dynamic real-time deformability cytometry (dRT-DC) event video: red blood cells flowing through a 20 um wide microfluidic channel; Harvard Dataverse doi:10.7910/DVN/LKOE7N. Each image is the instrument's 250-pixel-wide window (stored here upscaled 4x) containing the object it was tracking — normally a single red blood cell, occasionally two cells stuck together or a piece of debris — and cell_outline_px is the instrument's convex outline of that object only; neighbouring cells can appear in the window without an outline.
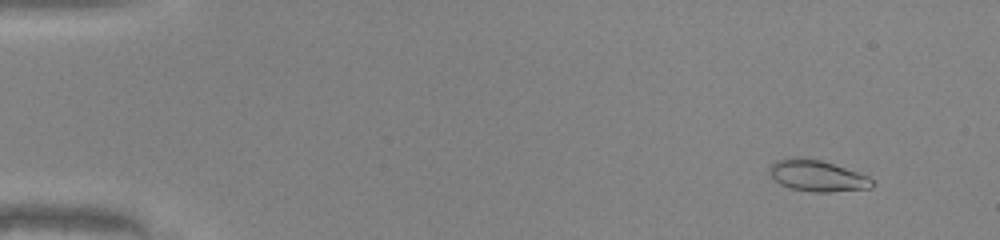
{"species": "common noctule bat (a hibernating species)", "species_latin": "Nyctalus noctula", "temperature_condition": "warm", "stored_images_in_passage": 50, "camera_frame_rate_fps": 3000, "um_per_image_px": 0.085, "animal": {"sex": "male", "body_mass_g": 20.0, "forearm_length_mm": 53.3}, "frame": {"image": 1, "passage_image": 5, "time_ms": 1.333, "image_size_px": [1000, 240], "cell_outline_px": [[876, 184], [872, 188], [828, 192], [816, 192], [792, 188], [780, 184], [768, 172], [768, 168], [776, 160], [796, 156], [820, 160], [868, 176]], "centroid_in_image_um": [69.45, 14.94], "position_along_channel_um": 15.5, "area_um2": 18.55}}
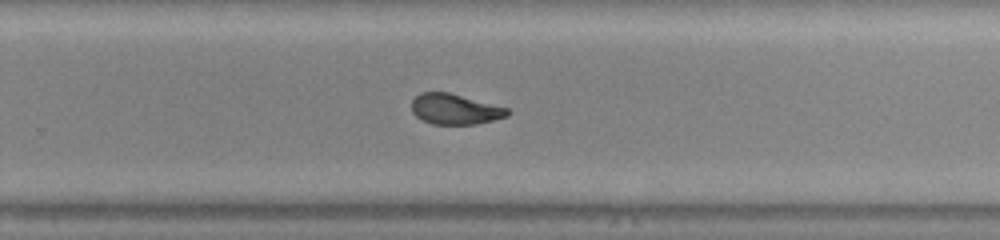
{"frame": {"image": 2, "passage_image": 34, "time_ms": 11.0, "image_size_px": [1000, 240], "cell_outline_px": [[512, 112], [508, 116], [476, 124], [432, 124], [416, 116], [412, 112], [412, 100], [420, 92], [448, 92], [508, 108]], "centroid_in_image_um": [38.68, 9.27], "position_along_channel_um": 291.1, "area_um2": 16.94}}
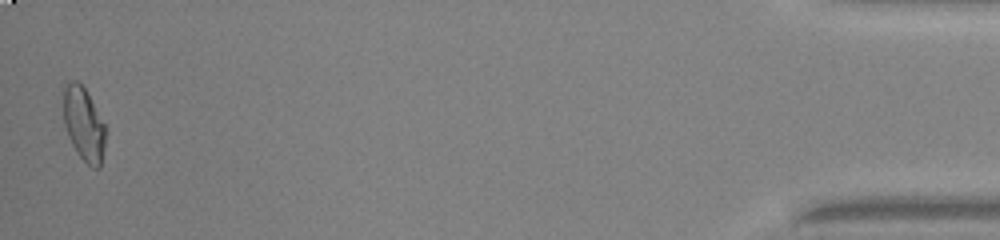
{"frame": {"image": 3, "passage_image": 50, "time_ms": 16.333, "image_size_px": [1000, 240], "cell_outline_px": [[104, 148], [100, 168], [92, 168], [76, 152], [68, 136], [64, 124], [60, 84], [68, 80], [76, 80], [84, 88], [104, 124]], "centroid_in_image_um": [7.03, 10.47], "position_along_channel_um": 428.2, "area_um2": 18.32}, "authors_computed_cell_mechanics": {"area_um2": 18.3515, "velocity_mm_per_s": 4.1995, "shape_relaxation_time_tau1_ms": 8.5893, "shape_relaxation_time_tau2_ms": 1.3145, "deformation_change_tau1": 0.2708, "deformation_change_tau2": 0.0804}}